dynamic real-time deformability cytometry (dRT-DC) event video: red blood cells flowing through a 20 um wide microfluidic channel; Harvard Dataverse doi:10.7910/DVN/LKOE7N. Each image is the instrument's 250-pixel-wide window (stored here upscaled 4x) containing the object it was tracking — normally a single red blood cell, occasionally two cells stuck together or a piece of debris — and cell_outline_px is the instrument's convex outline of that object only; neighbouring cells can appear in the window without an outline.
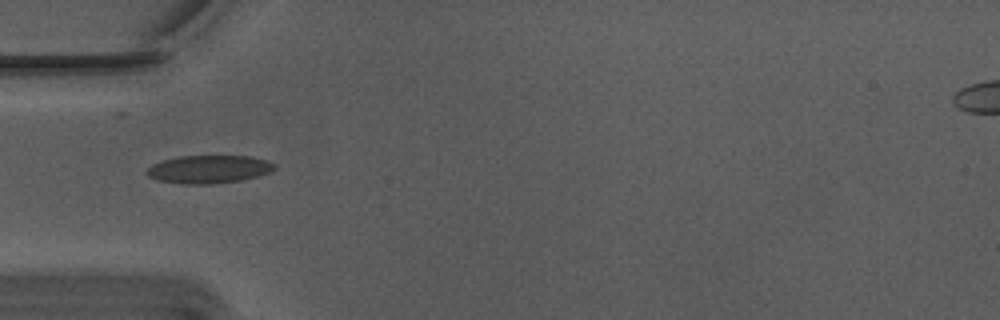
{"species": "Egyptian fruit bat (a non-hibernating species)", "species_latin": "Rousettus aegyptiacus", "temperature_condition": "warm", "stored_images_in_passage": 31, "camera_frame_rate_fps": 3000, "um_per_image_px": 0.085, "animal": {"sex": "male"}, "frame": {"image": 1, "passage_image": 1, "time_ms": 0.0, "image_size_px": [1000, 320], "cell_outline_px": [[276, 168], [268, 172], [256, 176], [240, 180], [212, 184], [184, 184], [156, 180], [148, 176], [144, 172], [152, 164], [164, 160], [180, 156], [252, 156], [264, 160], [272, 164]], "centroid_in_image_um": [17.68, 14.39], "position_along_channel_um": 67.3, "area_um2": 20.63}}
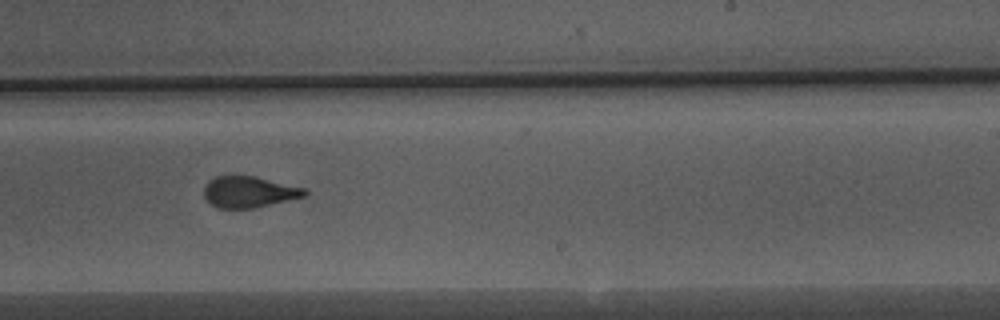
{"frame": {"image": 2, "passage_image": 17, "time_ms": 5.333, "image_size_px": [1000, 320], "cell_outline_px": [[308, 192], [304, 196], [288, 200], [252, 208], [216, 208], [204, 196], [204, 188], [208, 180], [216, 176], [256, 176], [308, 188]], "centroid_in_image_um": [21.18, 16.3], "position_along_channel_um": 267.8, "area_um2": 18.32}}
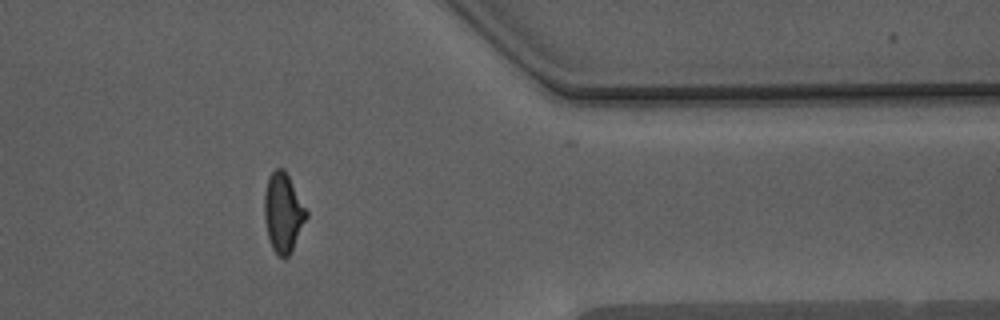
{"frame": {"image": 3, "passage_image": 28, "time_ms": 9.0, "image_size_px": [1000, 320], "cell_outline_px": [[308, 216], [288, 256], [284, 260], [272, 248], [268, 236], [264, 216], [264, 196], [268, 176], [276, 168], [284, 168], [308, 212]], "centroid_in_image_um": [24.06, 18.05], "position_along_channel_um": 387.3, "area_um2": 19.13}, "authors_computed_cell_mechanics": {"area_um2": 19.4208, "velocity_mm_per_s": 3.7695, "shape_relaxation_time_tau1_ms": 7.3263, "shape_relaxation_time_tau2_ms": 1.2757, "deformation_change_tau1": 0.2033, "deformation_change_tau2": 0.0607}}